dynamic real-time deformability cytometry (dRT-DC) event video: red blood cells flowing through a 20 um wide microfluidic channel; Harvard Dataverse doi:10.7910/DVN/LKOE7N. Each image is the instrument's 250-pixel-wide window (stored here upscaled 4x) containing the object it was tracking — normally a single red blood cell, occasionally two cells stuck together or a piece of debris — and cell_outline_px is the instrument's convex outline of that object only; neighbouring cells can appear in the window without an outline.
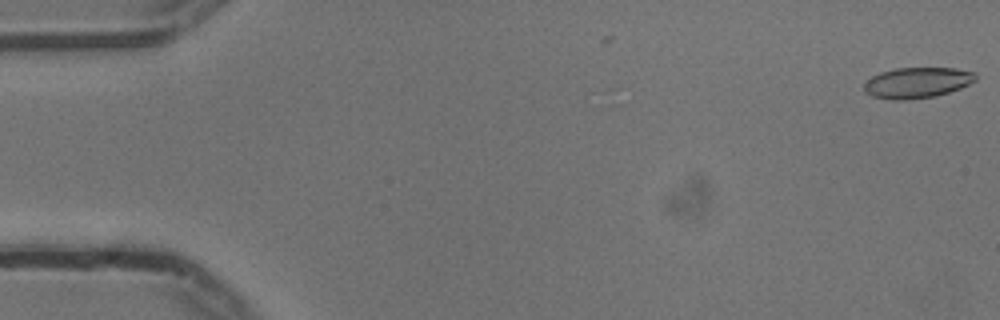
{"species": "common noctule bat (a hibernating species)", "species_latin": "Nyctalus noctula", "temperature_condition": "cold", "stored_images_in_passage": 7, "camera_frame_rate_fps": 3000, "um_per_image_px": 0.085, "animal": {"sex": "male", "body_mass_g": 13.3}, "frame": {"image": 1, "passage_image": 1, "time_ms": 0.0, "image_size_px": [1000, 320], "cell_outline_px": [[976, 80], [960, 88], [936, 96], [908, 100], [892, 100], [872, 96], [864, 92], [864, 84], [872, 76], [880, 72], [896, 68], [956, 68], [976, 72]], "centroid_in_image_um": [77.95, 7.03], "position_along_channel_um": 7.0, "area_um2": 20.06}}